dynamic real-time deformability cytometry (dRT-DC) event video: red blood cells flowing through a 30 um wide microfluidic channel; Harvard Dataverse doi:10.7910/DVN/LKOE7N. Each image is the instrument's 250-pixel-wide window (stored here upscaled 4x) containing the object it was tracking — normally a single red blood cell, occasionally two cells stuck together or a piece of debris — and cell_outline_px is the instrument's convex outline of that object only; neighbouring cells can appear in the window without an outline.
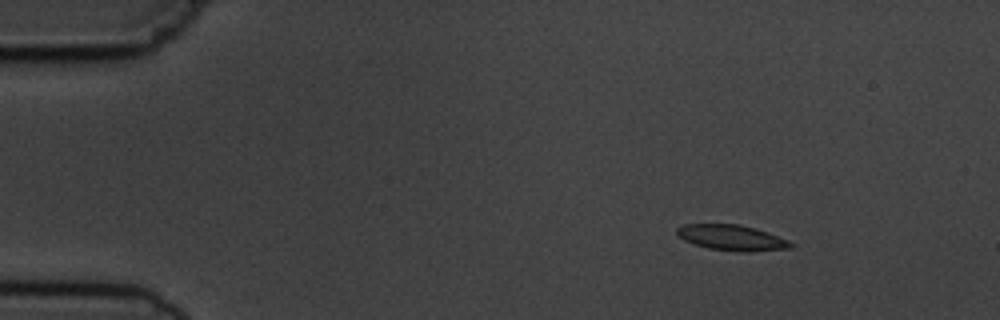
{"species": "common noctule bat (a hibernating species)", "species_latin": "Nyctalus noctula", "temperature_condition": "cold", "stored_images_in_passage": 9, "camera_frame_rate_fps": 3000, "um_per_image_px": 0.085, "animal": {"sex": "male", "body_mass_g": 19.5, "forearm_length_mm": 54.6}, "frame": {"image": 1, "passage_image": 2, "time_ms": 1.333, "image_size_px": [1000, 320], "cell_outline_px": [[796, 244], [792, 248], [748, 252], [744, 252], [708, 248], [684, 240], [676, 236], [676, 228], [684, 224], [740, 224], [756, 228], [768, 232], [788, 240]], "centroid_in_image_um": [62.22, 20.2], "position_along_channel_um": 22.8, "area_um2": 17.11}}
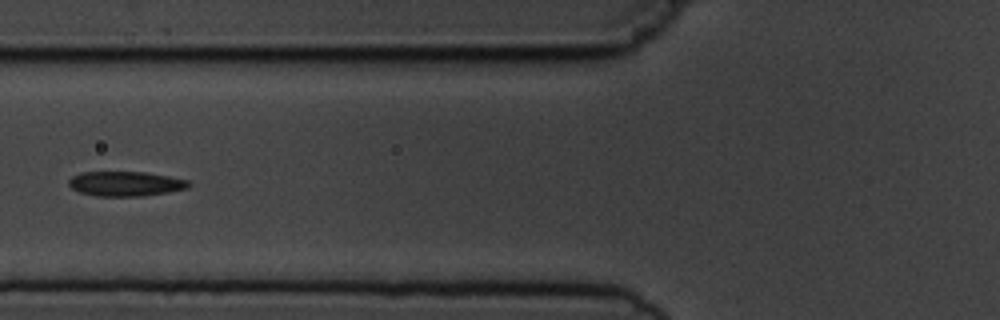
{"frame": {"image": 2, "passage_image": 6, "time_ms": 6.0, "image_size_px": [1000, 320], "cell_outline_px": [[192, 184], [188, 188], [168, 192], [144, 196], [96, 196], [80, 192], [72, 188], [68, 184], [68, 180], [72, 176], [80, 172], [144, 172], [168, 176], [188, 180]], "centroid_in_image_um": [10.67, 15.62], "position_along_channel_um": 115.1, "area_um2": 17.34}}
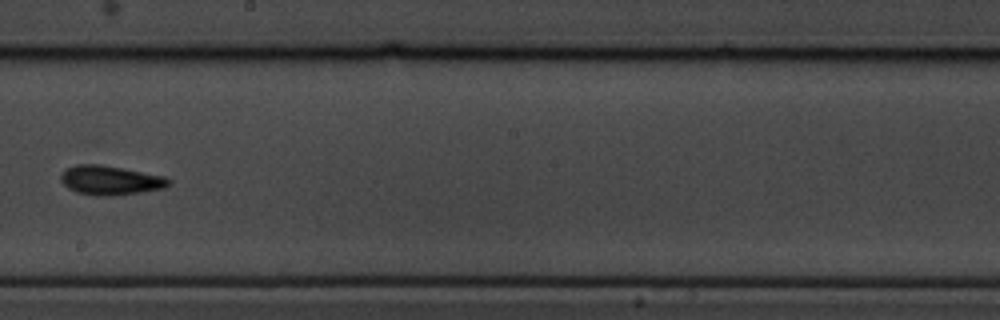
{"frame": {"image": 3, "passage_image": 9, "time_ms": 9.333, "image_size_px": [1000, 320], "cell_outline_px": [[172, 184], [164, 188], [140, 192], [112, 196], [96, 196], [76, 192], [68, 188], [60, 180], [60, 176], [64, 168], [76, 164], [100, 164], [124, 168], [164, 176], [172, 180]], "centroid_in_image_um": [9.37, 15.32], "position_along_channel_um": 238.8, "area_um2": 18.67}}